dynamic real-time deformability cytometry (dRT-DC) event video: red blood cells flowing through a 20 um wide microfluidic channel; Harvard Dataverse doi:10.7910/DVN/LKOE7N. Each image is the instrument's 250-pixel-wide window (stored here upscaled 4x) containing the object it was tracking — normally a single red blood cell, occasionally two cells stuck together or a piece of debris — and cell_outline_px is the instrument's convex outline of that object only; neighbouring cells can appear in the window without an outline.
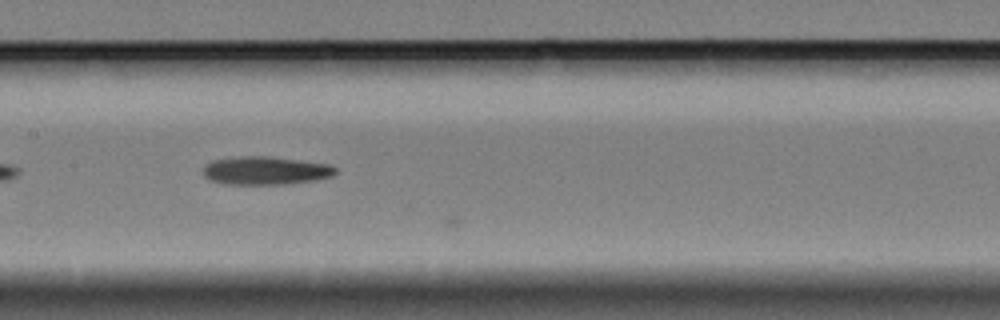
{"species": "Egyptian fruit bat (a non-hibernating species)", "species_latin": "Rousettus aegyptiacus", "temperature_condition": "cold", "stored_images_in_passage": 16, "camera_frame_rate_fps": 3000, "um_per_image_px": 0.085, "animal": {"sex": "female"}, "frame": {"image": 1, "passage_image": 15, "time_ms": 4.667, "image_size_px": [1000, 320], "cell_outline_px": [[336, 172], [332, 176], [316, 180], [284, 184], [224, 184], [212, 180], [204, 176], [204, 164], [212, 160], [236, 156], [268, 156], [328, 164], [336, 168]], "centroid_in_image_um": [22.54, 14.49], "position_along_channel_um": 184.9, "area_um2": 21.73}}